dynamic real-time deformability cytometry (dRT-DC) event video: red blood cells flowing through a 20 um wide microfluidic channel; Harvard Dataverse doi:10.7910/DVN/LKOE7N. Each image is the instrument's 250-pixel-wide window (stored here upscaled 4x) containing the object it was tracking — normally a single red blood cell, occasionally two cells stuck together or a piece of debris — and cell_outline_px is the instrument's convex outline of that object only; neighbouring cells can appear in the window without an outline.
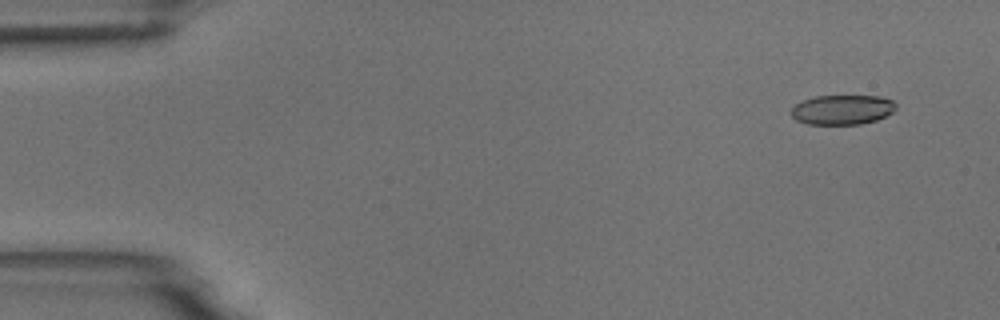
{"species": "common noctule bat (a hibernating species)", "species_latin": "Nyctalus noctula", "temperature_condition": "room temperature", "stored_images_in_passage": 7, "camera_frame_rate_fps": 3000, "um_per_image_px": 0.085, "animal": {"sex": "male", "body_mass_g": 18.8}, "frame": {"image": 1, "passage_image": 2, "time_ms": 1.0, "image_size_px": [1000, 320], "cell_outline_px": [[896, 108], [892, 112], [876, 120], [860, 124], [808, 124], [796, 120], [792, 116], [792, 108], [796, 104], [804, 100], [816, 96], [880, 96], [892, 100], [896, 104]], "centroid_in_image_um": [71.61, 9.32], "position_along_channel_um": 13.4, "area_um2": 17.98}}
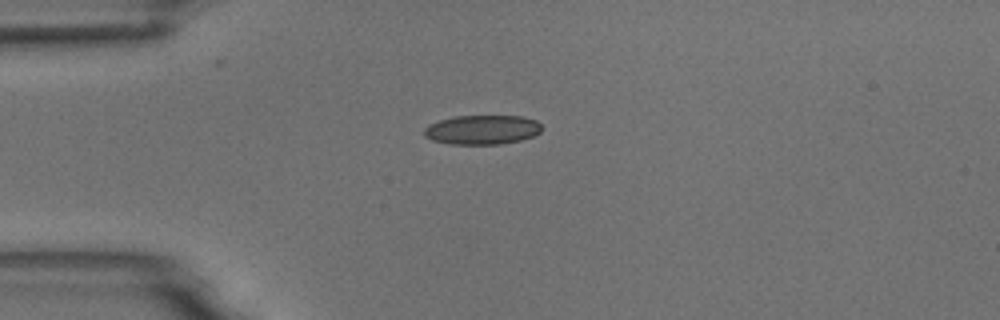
{"frame": {"image": 2, "passage_image": 5, "time_ms": 4.333, "image_size_px": [1000, 320], "cell_outline_px": [[540, 132], [532, 136], [520, 140], [500, 144], [448, 144], [432, 140], [424, 136], [424, 128], [428, 124], [440, 120], [456, 116], [524, 116], [536, 120], [540, 124]], "centroid_in_image_um": [40.96, 11.02], "position_along_channel_um": 44.0, "area_um2": 20.11}}